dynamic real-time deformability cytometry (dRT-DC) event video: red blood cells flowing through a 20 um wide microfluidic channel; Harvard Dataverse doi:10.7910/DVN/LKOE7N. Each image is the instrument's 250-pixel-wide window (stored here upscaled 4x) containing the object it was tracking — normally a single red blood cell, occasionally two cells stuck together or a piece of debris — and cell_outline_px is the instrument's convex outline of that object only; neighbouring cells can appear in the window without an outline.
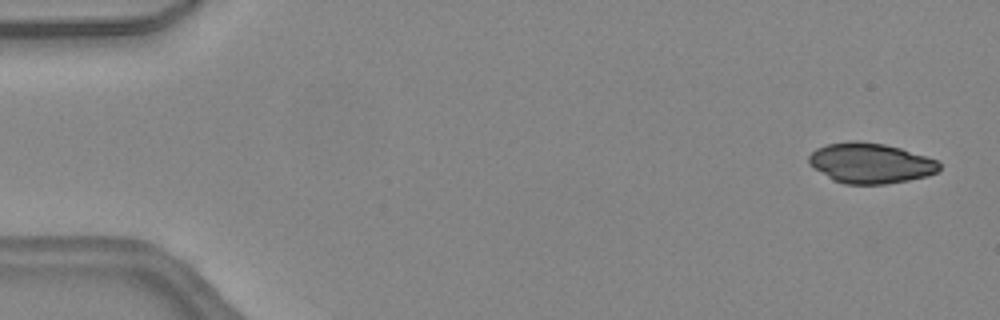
{"species": "common noctule bat (a hibernating species)", "species_latin": "Nyctalus noctula", "temperature_condition": "warm", "stored_images_in_passage": 7, "camera_frame_rate_fps": 3000, "um_per_image_px": 0.085, "animal": {"sex": "female", "body_mass_g": 24.6, "forearm_length_mm": 56.2}, "frame": {"image": 1, "passage_image": 2, "time_ms": 0.333, "image_size_px": [1000, 320], "cell_outline_px": [[940, 168], [936, 172], [928, 176], [908, 180], [884, 184], [844, 184], [832, 180], [808, 164], [808, 156], [816, 148], [824, 144], [848, 140], [856, 140], [884, 144], [900, 148], [936, 160], [940, 164]], "centroid_in_image_um": [73.93, 13.86], "position_along_channel_um": 11.1, "area_um2": 30.75}}